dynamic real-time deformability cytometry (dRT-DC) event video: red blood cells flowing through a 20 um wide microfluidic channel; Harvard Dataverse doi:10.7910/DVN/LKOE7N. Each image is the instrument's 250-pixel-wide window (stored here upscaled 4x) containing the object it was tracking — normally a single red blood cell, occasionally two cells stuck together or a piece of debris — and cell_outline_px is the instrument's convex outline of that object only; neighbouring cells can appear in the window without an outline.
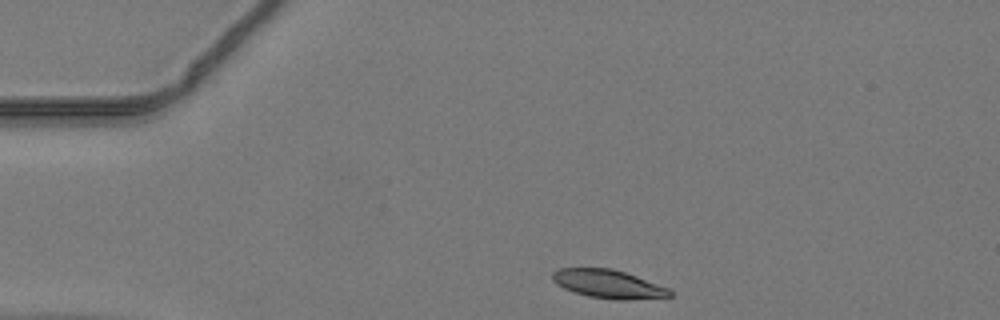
{"species": "common noctule bat (a hibernating species)", "species_latin": "Nyctalus noctula", "temperature_condition": "warm", "stored_images_in_passage": 39, "camera_frame_rate_fps": 3000, "um_per_image_px": 0.085, "animal": {"sex": "male", "body_mass_g": 19.2, "forearm_length_mm": 51.8}, "frame": {"image": 1, "passage_image": 1, "time_ms": 0.0, "image_size_px": [1000, 320], "cell_outline_px": [[672, 296], [624, 300], [620, 300], [588, 296], [564, 288], [556, 284], [552, 280], [552, 272], [560, 268], [612, 268], [636, 276], [668, 288], [672, 292]], "centroid_in_image_um": [51.68, 24.13], "position_along_channel_um": 33.3, "area_um2": 19.19}}
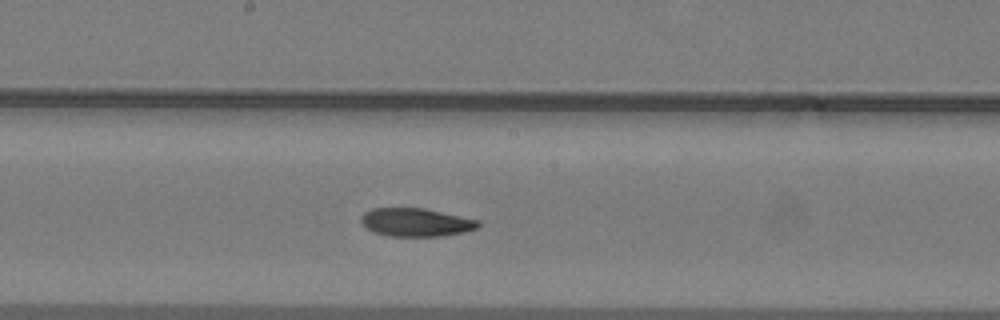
{"frame": {"image": 2, "passage_image": 17, "time_ms": 5.333, "image_size_px": [1000, 320], "cell_outline_px": [[480, 224], [476, 228], [464, 232], [444, 236], [388, 236], [372, 232], [360, 220], [360, 216], [364, 212], [372, 208], [424, 208], [480, 220]], "centroid_in_image_um": [35.35, 18.89], "position_along_channel_um": 212.9, "area_um2": 19.36}}
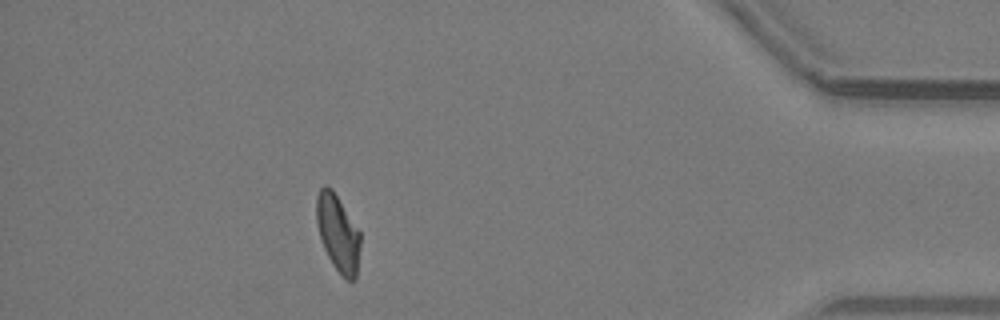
{"frame": {"image": 3, "passage_image": 34, "time_ms": 11.0, "image_size_px": [1000, 320], "cell_outline_px": [[360, 244], [356, 280], [344, 280], [332, 264], [324, 248], [320, 236], [316, 220], [316, 196], [320, 188], [324, 184], [328, 184], [332, 188], [360, 232]], "centroid_in_image_um": [28.71, 19.81], "position_along_channel_um": 406.5, "area_um2": 19.71}}